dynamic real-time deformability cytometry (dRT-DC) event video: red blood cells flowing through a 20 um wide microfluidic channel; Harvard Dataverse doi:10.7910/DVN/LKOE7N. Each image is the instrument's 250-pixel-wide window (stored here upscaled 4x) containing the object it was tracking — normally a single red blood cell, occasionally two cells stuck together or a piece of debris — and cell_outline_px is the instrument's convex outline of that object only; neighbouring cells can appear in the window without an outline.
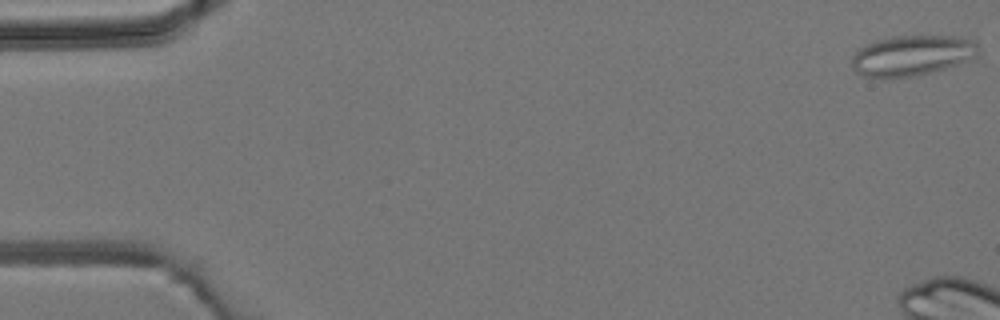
{"species": "common noctule bat (a hibernating species)", "species_latin": "Nyctalus noctula", "temperature_condition": "room temperature", "stored_images_in_passage": 4, "camera_frame_rate_fps": 3000, "um_per_image_px": 0.085, "animal": {"sex": "male", "body_mass_g": 19.2, "forearm_length_mm": 51.8}, "frame": {"image": 1, "passage_image": 1, "time_ms": 0.0, "image_size_px": [1000, 320], "cell_outline_px": [[980, 48], [976, 56], [956, 64], [944, 68], [916, 76], [888, 80], [864, 76], [856, 72], [852, 68], [852, 56], [860, 48], [876, 40], [892, 36], [956, 36], [972, 40]], "centroid_in_image_um": [77.47, 4.74], "position_along_channel_um": 7.5, "area_um2": 30.0}}